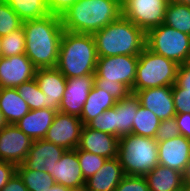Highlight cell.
<instances>
[{
    "mask_svg": "<svg viewBox=\"0 0 190 191\" xmlns=\"http://www.w3.org/2000/svg\"><path fill=\"white\" fill-rule=\"evenodd\" d=\"M25 54L39 68H55L64 28L61 17L49 14L24 21Z\"/></svg>",
    "mask_w": 190,
    "mask_h": 191,
    "instance_id": "cell-1",
    "label": "cell"
},
{
    "mask_svg": "<svg viewBox=\"0 0 190 191\" xmlns=\"http://www.w3.org/2000/svg\"><path fill=\"white\" fill-rule=\"evenodd\" d=\"M121 15L118 0H78L60 17L65 31L93 35Z\"/></svg>",
    "mask_w": 190,
    "mask_h": 191,
    "instance_id": "cell-2",
    "label": "cell"
},
{
    "mask_svg": "<svg viewBox=\"0 0 190 191\" xmlns=\"http://www.w3.org/2000/svg\"><path fill=\"white\" fill-rule=\"evenodd\" d=\"M98 57L139 56L146 47V33L121 15L93 34Z\"/></svg>",
    "mask_w": 190,
    "mask_h": 191,
    "instance_id": "cell-3",
    "label": "cell"
},
{
    "mask_svg": "<svg viewBox=\"0 0 190 191\" xmlns=\"http://www.w3.org/2000/svg\"><path fill=\"white\" fill-rule=\"evenodd\" d=\"M97 59L92 34L63 31L56 68L65 78L94 75Z\"/></svg>",
    "mask_w": 190,
    "mask_h": 191,
    "instance_id": "cell-4",
    "label": "cell"
},
{
    "mask_svg": "<svg viewBox=\"0 0 190 191\" xmlns=\"http://www.w3.org/2000/svg\"><path fill=\"white\" fill-rule=\"evenodd\" d=\"M117 157L125 175L145 176L159 164L158 142L134 134L121 136Z\"/></svg>",
    "mask_w": 190,
    "mask_h": 191,
    "instance_id": "cell-5",
    "label": "cell"
},
{
    "mask_svg": "<svg viewBox=\"0 0 190 191\" xmlns=\"http://www.w3.org/2000/svg\"><path fill=\"white\" fill-rule=\"evenodd\" d=\"M178 67L175 61L145 47L139 55L132 93L148 88L173 86L176 83Z\"/></svg>",
    "mask_w": 190,
    "mask_h": 191,
    "instance_id": "cell-6",
    "label": "cell"
},
{
    "mask_svg": "<svg viewBox=\"0 0 190 191\" xmlns=\"http://www.w3.org/2000/svg\"><path fill=\"white\" fill-rule=\"evenodd\" d=\"M146 47L178 65L187 64L190 58V35L162 23L146 33Z\"/></svg>",
    "mask_w": 190,
    "mask_h": 191,
    "instance_id": "cell-7",
    "label": "cell"
},
{
    "mask_svg": "<svg viewBox=\"0 0 190 191\" xmlns=\"http://www.w3.org/2000/svg\"><path fill=\"white\" fill-rule=\"evenodd\" d=\"M139 56L98 57L94 83H121L132 93Z\"/></svg>",
    "mask_w": 190,
    "mask_h": 191,
    "instance_id": "cell-8",
    "label": "cell"
},
{
    "mask_svg": "<svg viewBox=\"0 0 190 191\" xmlns=\"http://www.w3.org/2000/svg\"><path fill=\"white\" fill-rule=\"evenodd\" d=\"M168 0H130L122 7V15L145 33L164 22Z\"/></svg>",
    "mask_w": 190,
    "mask_h": 191,
    "instance_id": "cell-9",
    "label": "cell"
},
{
    "mask_svg": "<svg viewBox=\"0 0 190 191\" xmlns=\"http://www.w3.org/2000/svg\"><path fill=\"white\" fill-rule=\"evenodd\" d=\"M83 126L79 117L57 111L44 139L66 150H73L78 147Z\"/></svg>",
    "mask_w": 190,
    "mask_h": 191,
    "instance_id": "cell-10",
    "label": "cell"
},
{
    "mask_svg": "<svg viewBox=\"0 0 190 191\" xmlns=\"http://www.w3.org/2000/svg\"><path fill=\"white\" fill-rule=\"evenodd\" d=\"M32 143L15 124H8L0 131V161L23 164Z\"/></svg>",
    "mask_w": 190,
    "mask_h": 191,
    "instance_id": "cell-11",
    "label": "cell"
},
{
    "mask_svg": "<svg viewBox=\"0 0 190 191\" xmlns=\"http://www.w3.org/2000/svg\"><path fill=\"white\" fill-rule=\"evenodd\" d=\"M36 70L26 54L0 57V88L18 87L35 78Z\"/></svg>",
    "mask_w": 190,
    "mask_h": 191,
    "instance_id": "cell-12",
    "label": "cell"
},
{
    "mask_svg": "<svg viewBox=\"0 0 190 191\" xmlns=\"http://www.w3.org/2000/svg\"><path fill=\"white\" fill-rule=\"evenodd\" d=\"M94 84V75L67 78L66 89L60 102L59 112L80 118L83 106Z\"/></svg>",
    "mask_w": 190,
    "mask_h": 191,
    "instance_id": "cell-13",
    "label": "cell"
},
{
    "mask_svg": "<svg viewBox=\"0 0 190 191\" xmlns=\"http://www.w3.org/2000/svg\"><path fill=\"white\" fill-rule=\"evenodd\" d=\"M159 165L185 174L190 161V140L182 135L158 142Z\"/></svg>",
    "mask_w": 190,
    "mask_h": 191,
    "instance_id": "cell-14",
    "label": "cell"
},
{
    "mask_svg": "<svg viewBox=\"0 0 190 191\" xmlns=\"http://www.w3.org/2000/svg\"><path fill=\"white\" fill-rule=\"evenodd\" d=\"M51 176L55 183L71 188L75 191H83L85 179L83 177L77 155V149L66 150L56 164H54Z\"/></svg>",
    "mask_w": 190,
    "mask_h": 191,
    "instance_id": "cell-15",
    "label": "cell"
},
{
    "mask_svg": "<svg viewBox=\"0 0 190 191\" xmlns=\"http://www.w3.org/2000/svg\"><path fill=\"white\" fill-rule=\"evenodd\" d=\"M140 105L152 111L159 120L175 117L172 86H161L137 91Z\"/></svg>",
    "mask_w": 190,
    "mask_h": 191,
    "instance_id": "cell-16",
    "label": "cell"
},
{
    "mask_svg": "<svg viewBox=\"0 0 190 191\" xmlns=\"http://www.w3.org/2000/svg\"><path fill=\"white\" fill-rule=\"evenodd\" d=\"M119 138L102 131L83 126L77 150L94 153L106 159L118 155Z\"/></svg>",
    "mask_w": 190,
    "mask_h": 191,
    "instance_id": "cell-17",
    "label": "cell"
},
{
    "mask_svg": "<svg viewBox=\"0 0 190 191\" xmlns=\"http://www.w3.org/2000/svg\"><path fill=\"white\" fill-rule=\"evenodd\" d=\"M65 151V148L45 139L34 140L23 164L29 169L46 171L51 175L54 164L59 161Z\"/></svg>",
    "mask_w": 190,
    "mask_h": 191,
    "instance_id": "cell-18",
    "label": "cell"
},
{
    "mask_svg": "<svg viewBox=\"0 0 190 191\" xmlns=\"http://www.w3.org/2000/svg\"><path fill=\"white\" fill-rule=\"evenodd\" d=\"M35 79L41 91L46 95V108L58 111L66 89L67 78L55 67L37 69Z\"/></svg>",
    "mask_w": 190,
    "mask_h": 191,
    "instance_id": "cell-19",
    "label": "cell"
},
{
    "mask_svg": "<svg viewBox=\"0 0 190 191\" xmlns=\"http://www.w3.org/2000/svg\"><path fill=\"white\" fill-rule=\"evenodd\" d=\"M124 176L118 157L106 159L103 166L86 179L83 191H114Z\"/></svg>",
    "mask_w": 190,
    "mask_h": 191,
    "instance_id": "cell-20",
    "label": "cell"
},
{
    "mask_svg": "<svg viewBox=\"0 0 190 191\" xmlns=\"http://www.w3.org/2000/svg\"><path fill=\"white\" fill-rule=\"evenodd\" d=\"M57 111L51 108L30 110L15 125L33 141L44 139Z\"/></svg>",
    "mask_w": 190,
    "mask_h": 191,
    "instance_id": "cell-21",
    "label": "cell"
},
{
    "mask_svg": "<svg viewBox=\"0 0 190 191\" xmlns=\"http://www.w3.org/2000/svg\"><path fill=\"white\" fill-rule=\"evenodd\" d=\"M144 177L150 191H176L185 184L183 173L159 164Z\"/></svg>",
    "mask_w": 190,
    "mask_h": 191,
    "instance_id": "cell-22",
    "label": "cell"
},
{
    "mask_svg": "<svg viewBox=\"0 0 190 191\" xmlns=\"http://www.w3.org/2000/svg\"><path fill=\"white\" fill-rule=\"evenodd\" d=\"M140 101L134 93L119 100L114 105L115 115V136L120 138L132 133L133 121L139 108Z\"/></svg>",
    "mask_w": 190,
    "mask_h": 191,
    "instance_id": "cell-23",
    "label": "cell"
},
{
    "mask_svg": "<svg viewBox=\"0 0 190 191\" xmlns=\"http://www.w3.org/2000/svg\"><path fill=\"white\" fill-rule=\"evenodd\" d=\"M0 111L8 124H16L30 111V108L16 88H0Z\"/></svg>",
    "mask_w": 190,
    "mask_h": 191,
    "instance_id": "cell-24",
    "label": "cell"
},
{
    "mask_svg": "<svg viewBox=\"0 0 190 191\" xmlns=\"http://www.w3.org/2000/svg\"><path fill=\"white\" fill-rule=\"evenodd\" d=\"M115 100L105 90L97 88L94 84L89 92L88 98L83 106L80 119L84 125H87L91 120L102 114L109 108L114 107Z\"/></svg>",
    "mask_w": 190,
    "mask_h": 191,
    "instance_id": "cell-25",
    "label": "cell"
},
{
    "mask_svg": "<svg viewBox=\"0 0 190 191\" xmlns=\"http://www.w3.org/2000/svg\"><path fill=\"white\" fill-rule=\"evenodd\" d=\"M24 21L45 17L50 14L46 0H4Z\"/></svg>",
    "mask_w": 190,
    "mask_h": 191,
    "instance_id": "cell-26",
    "label": "cell"
},
{
    "mask_svg": "<svg viewBox=\"0 0 190 191\" xmlns=\"http://www.w3.org/2000/svg\"><path fill=\"white\" fill-rule=\"evenodd\" d=\"M16 172L28 191H46L55 184L54 178L48 172L32 170L24 164L17 165Z\"/></svg>",
    "mask_w": 190,
    "mask_h": 191,
    "instance_id": "cell-27",
    "label": "cell"
},
{
    "mask_svg": "<svg viewBox=\"0 0 190 191\" xmlns=\"http://www.w3.org/2000/svg\"><path fill=\"white\" fill-rule=\"evenodd\" d=\"M163 23L190 35V6L168 2Z\"/></svg>",
    "mask_w": 190,
    "mask_h": 191,
    "instance_id": "cell-28",
    "label": "cell"
},
{
    "mask_svg": "<svg viewBox=\"0 0 190 191\" xmlns=\"http://www.w3.org/2000/svg\"><path fill=\"white\" fill-rule=\"evenodd\" d=\"M159 124V118L152 111L139 105L133 121L131 134L155 138Z\"/></svg>",
    "mask_w": 190,
    "mask_h": 191,
    "instance_id": "cell-29",
    "label": "cell"
},
{
    "mask_svg": "<svg viewBox=\"0 0 190 191\" xmlns=\"http://www.w3.org/2000/svg\"><path fill=\"white\" fill-rule=\"evenodd\" d=\"M16 90L21 98L27 103L30 110L46 108V95L41 91L35 78L24 82Z\"/></svg>",
    "mask_w": 190,
    "mask_h": 191,
    "instance_id": "cell-30",
    "label": "cell"
},
{
    "mask_svg": "<svg viewBox=\"0 0 190 191\" xmlns=\"http://www.w3.org/2000/svg\"><path fill=\"white\" fill-rule=\"evenodd\" d=\"M25 47V34L23 27L2 37V57L25 54Z\"/></svg>",
    "mask_w": 190,
    "mask_h": 191,
    "instance_id": "cell-31",
    "label": "cell"
},
{
    "mask_svg": "<svg viewBox=\"0 0 190 191\" xmlns=\"http://www.w3.org/2000/svg\"><path fill=\"white\" fill-rule=\"evenodd\" d=\"M23 21L18 14L4 1L0 0V36H6L22 27Z\"/></svg>",
    "mask_w": 190,
    "mask_h": 191,
    "instance_id": "cell-32",
    "label": "cell"
},
{
    "mask_svg": "<svg viewBox=\"0 0 190 191\" xmlns=\"http://www.w3.org/2000/svg\"><path fill=\"white\" fill-rule=\"evenodd\" d=\"M79 165L84 179L93 176L105 163L106 158L94 153L77 150Z\"/></svg>",
    "mask_w": 190,
    "mask_h": 191,
    "instance_id": "cell-33",
    "label": "cell"
},
{
    "mask_svg": "<svg viewBox=\"0 0 190 191\" xmlns=\"http://www.w3.org/2000/svg\"><path fill=\"white\" fill-rule=\"evenodd\" d=\"M115 108H109L91 120L87 126L94 130L102 131L115 136Z\"/></svg>",
    "mask_w": 190,
    "mask_h": 191,
    "instance_id": "cell-34",
    "label": "cell"
},
{
    "mask_svg": "<svg viewBox=\"0 0 190 191\" xmlns=\"http://www.w3.org/2000/svg\"><path fill=\"white\" fill-rule=\"evenodd\" d=\"M114 191H150L144 176L125 175Z\"/></svg>",
    "mask_w": 190,
    "mask_h": 191,
    "instance_id": "cell-35",
    "label": "cell"
},
{
    "mask_svg": "<svg viewBox=\"0 0 190 191\" xmlns=\"http://www.w3.org/2000/svg\"><path fill=\"white\" fill-rule=\"evenodd\" d=\"M179 135L180 131L177 126V121L175 117H172L160 121L155 139L157 142H162L165 140L178 137Z\"/></svg>",
    "mask_w": 190,
    "mask_h": 191,
    "instance_id": "cell-36",
    "label": "cell"
},
{
    "mask_svg": "<svg viewBox=\"0 0 190 191\" xmlns=\"http://www.w3.org/2000/svg\"><path fill=\"white\" fill-rule=\"evenodd\" d=\"M172 96L176 114L190 113V93H182V88L175 83L172 86Z\"/></svg>",
    "mask_w": 190,
    "mask_h": 191,
    "instance_id": "cell-37",
    "label": "cell"
},
{
    "mask_svg": "<svg viewBox=\"0 0 190 191\" xmlns=\"http://www.w3.org/2000/svg\"><path fill=\"white\" fill-rule=\"evenodd\" d=\"M97 88L105 90L115 100L119 101L127 97L131 91L121 83H94Z\"/></svg>",
    "mask_w": 190,
    "mask_h": 191,
    "instance_id": "cell-38",
    "label": "cell"
},
{
    "mask_svg": "<svg viewBox=\"0 0 190 191\" xmlns=\"http://www.w3.org/2000/svg\"><path fill=\"white\" fill-rule=\"evenodd\" d=\"M176 84L182 88V93H190V67L187 64L179 65Z\"/></svg>",
    "mask_w": 190,
    "mask_h": 191,
    "instance_id": "cell-39",
    "label": "cell"
},
{
    "mask_svg": "<svg viewBox=\"0 0 190 191\" xmlns=\"http://www.w3.org/2000/svg\"><path fill=\"white\" fill-rule=\"evenodd\" d=\"M78 0H46L50 14L61 16Z\"/></svg>",
    "mask_w": 190,
    "mask_h": 191,
    "instance_id": "cell-40",
    "label": "cell"
},
{
    "mask_svg": "<svg viewBox=\"0 0 190 191\" xmlns=\"http://www.w3.org/2000/svg\"><path fill=\"white\" fill-rule=\"evenodd\" d=\"M16 165L7 162V161H0V190L7 184L10 178L16 172Z\"/></svg>",
    "mask_w": 190,
    "mask_h": 191,
    "instance_id": "cell-41",
    "label": "cell"
},
{
    "mask_svg": "<svg viewBox=\"0 0 190 191\" xmlns=\"http://www.w3.org/2000/svg\"><path fill=\"white\" fill-rule=\"evenodd\" d=\"M180 135L190 140V113H180L175 115Z\"/></svg>",
    "mask_w": 190,
    "mask_h": 191,
    "instance_id": "cell-42",
    "label": "cell"
},
{
    "mask_svg": "<svg viewBox=\"0 0 190 191\" xmlns=\"http://www.w3.org/2000/svg\"><path fill=\"white\" fill-rule=\"evenodd\" d=\"M0 191H28L23 180L17 172L10 178L7 184Z\"/></svg>",
    "mask_w": 190,
    "mask_h": 191,
    "instance_id": "cell-43",
    "label": "cell"
},
{
    "mask_svg": "<svg viewBox=\"0 0 190 191\" xmlns=\"http://www.w3.org/2000/svg\"><path fill=\"white\" fill-rule=\"evenodd\" d=\"M46 191H75V190L65 187L61 184L55 183L52 187L49 188V190Z\"/></svg>",
    "mask_w": 190,
    "mask_h": 191,
    "instance_id": "cell-44",
    "label": "cell"
},
{
    "mask_svg": "<svg viewBox=\"0 0 190 191\" xmlns=\"http://www.w3.org/2000/svg\"><path fill=\"white\" fill-rule=\"evenodd\" d=\"M8 125L7 120L5 119L3 113L0 111V131Z\"/></svg>",
    "mask_w": 190,
    "mask_h": 191,
    "instance_id": "cell-45",
    "label": "cell"
},
{
    "mask_svg": "<svg viewBox=\"0 0 190 191\" xmlns=\"http://www.w3.org/2000/svg\"><path fill=\"white\" fill-rule=\"evenodd\" d=\"M184 182L187 183V184H190V161L188 163V167H187V170L184 174Z\"/></svg>",
    "mask_w": 190,
    "mask_h": 191,
    "instance_id": "cell-46",
    "label": "cell"
},
{
    "mask_svg": "<svg viewBox=\"0 0 190 191\" xmlns=\"http://www.w3.org/2000/svg\"><path fill=\"white\" fill-rule=\"evenodd\" d=\"M168 2L190 6V0H168Z\"/></svg>",
    "mask_w": 190,
    "mask_h": 191,
    "instance_id": "cell-47",
    "label": "cell"
},
{
    "mask_svg": "<svg viewBox=\"0 0 190 191\" xmlns=\"http://www.w3.org/2000/svg\"><path fill=\"white\" fill-rule=\"evenodd\" d=\"M181 191H190V184L185 183L182 186Z\"/></svg>",
    "mask_w": 190,
    "mask_h": 191,
    "instance_id": "cell-48",
    "label": "cell"
},
{
    "mask_svg": "<svg viewBox=\"0 0 190 191\" xmlns=\"http://www.w3.org/2000/svg\"><path fill=\"white\" fill-rule=\"evenodd\" d=\"M130 0H118L119 4L121 7H123L127 2H129Z\"/></svg>",
    "mask_w": 190,
    "mask_h": 191,
    "instance_id": "cell-49",
    "label": "cell"
},
{
    "mask_svg": "<svg viewBox=\"0 0 190 191\" xmlns=\"http://www.w3.org/2000/svg\"><path fill=\"white\" fill-rule=\"evenodd\" d=\"M2 37L0 36V57H2Z\"/></svg>",
    "mask_w": 190,
    "mask_h": 191,
    "instance_id": "cell-50",
    "label": "cell"
},
{
    "mask_svg": "<svg viewBox=\"0 0 190 191\" xmlns=\"http://www.w3.org/2000/svg\"><path fill=\"white\" fill-rule=\"evenodd\" d=\"M187 65L190 67V58H189V61H188Z\"/></svg>",
    "mask_w": 190,
    "mask_h": 191,
    "instance_id": "cell-51",
    "label": "cell"
}]
</instances>
